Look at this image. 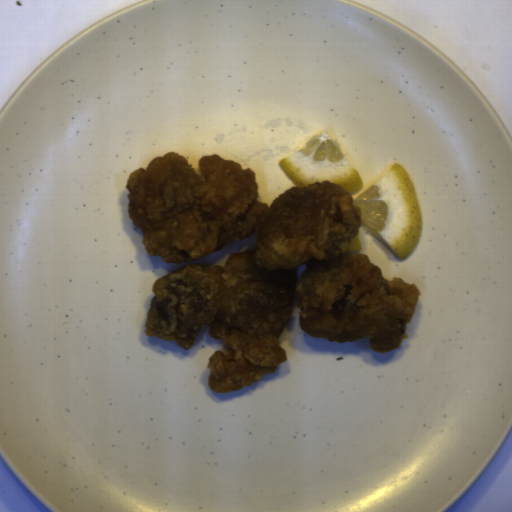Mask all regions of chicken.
<instances>
[{
	"mask_svg": "<svg viewBox=\"0 0 512 512\" xmlns=\"http://www.w3.org/2000/svg\"><path fill=\"white\" fill-rule=\"evenodd\" d=\"M198 172L177 152L128 178L127 212L145 251L180 266L155 280L144 333L191 349L201 330L224 341L208 361V387L233 392L274 374L287 353L280 337L294 301L301 330L344 344L368 341L378 354L403 340L421 296L401 277L385 279L349 251L362 211L340 184L293 186L270 207L258 200L252 168L205 155ZM254 235V247L224 264H190ZM307 265L297 279L295 268Z\"/></svg>",
	"mask_w": 512,
	"mask_h": 512,
	"instance_id": "obj_1",
	"label": "chicken"
}]
</instances>
